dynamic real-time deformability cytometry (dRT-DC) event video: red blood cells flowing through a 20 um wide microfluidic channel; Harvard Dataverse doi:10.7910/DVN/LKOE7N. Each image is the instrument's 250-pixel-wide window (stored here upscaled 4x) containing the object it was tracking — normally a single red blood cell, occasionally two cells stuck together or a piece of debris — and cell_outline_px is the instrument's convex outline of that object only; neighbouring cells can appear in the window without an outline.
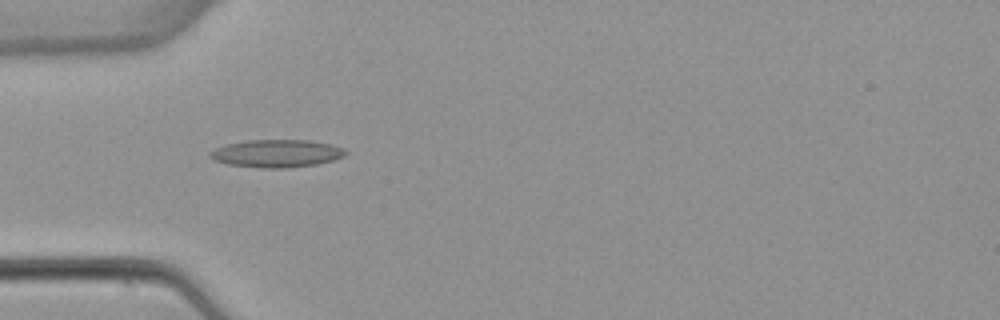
{"species": "common noctule bat (a hibernating species)", "species_latin": "Nyctalus noctula", "temperature_condition": "warm", "stored_images_in_passage": 4, "camera_frame_rate_fps": 3000, "um_per_image_px": 0.085, "animal": {"sex": "female", "body_mass_g": 22.7, "forearm_length_mm": 54.2}, "frame": {"image": 1, "passage_image": 3, "time_ms": 3.333, "image_size_px": [1000, 320], "cell_outline_px": [[348, 152], [344, 156], [332, 160], [316, 164], [288, 168], [260, 168], [228, 164], [216, 160], [208, 156], [208, 152], [216, 148], [228, 144], [248, 140], [308, 140], [332, 144], [344, 148]], "centroid_in_image_um": [23.53, 13.04], "position_along_channel_um": 61.5, "area_um2": 21.85}}
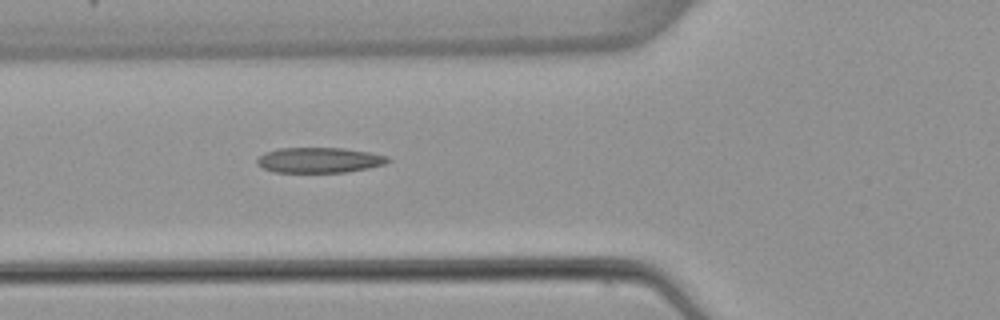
{"frame": {"image": 2, "passage_image": 4, "time_ms": 4.333, "image_size_px": [1000, 320], "cell_outline_px": [[392, 160], [384, 164], [368, 168], [348, 172], [272, 172], [256, 164], [256, 160], [264, 152], [280, 148], [344, 148], [368, 152], [388, 156]], "centroid_in_image_um": [27.13, 13.61], "position_along_channel_um": 98.7, "area_um2": 19.36}}